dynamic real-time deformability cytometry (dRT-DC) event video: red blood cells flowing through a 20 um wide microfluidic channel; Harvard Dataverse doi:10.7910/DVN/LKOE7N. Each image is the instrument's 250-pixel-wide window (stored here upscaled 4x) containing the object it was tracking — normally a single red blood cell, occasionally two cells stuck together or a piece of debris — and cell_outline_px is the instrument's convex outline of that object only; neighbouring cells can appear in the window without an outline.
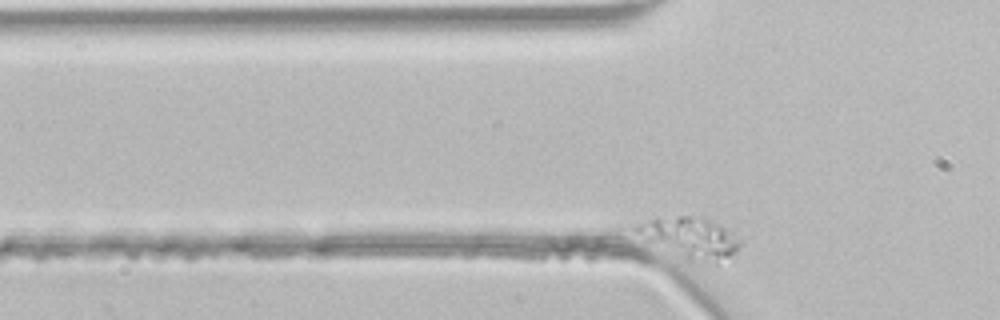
{"species": "common noctule bat (a hibernating species)", "species_latin": "Nyctalus noctula", "temperature_condition": "room temperature", "stored_images_in_passage": 40, "camera_frame_rate_fps": 3000, "um_per_image_px": 0.085, "animal": {"sex": "male", "body_mass_g": 21.5, "forearm_length_mm": 52.0}, "frame": {"image": 1, "passage_image": 6, "time_ms": 1.667, "image_size_px": [1000, 320], "cell_outline_px": [[744, 240], [736, 252], [716, 264], [688, 260], [648, 240], [632, 228], [636, 224], [656, 216], [688, 216], [708, 220], [732, 232]], "centroid_in_image_um": [58.71, 20.21], "position_along_channel_um": 67.1, "area_um2": 24.39}}
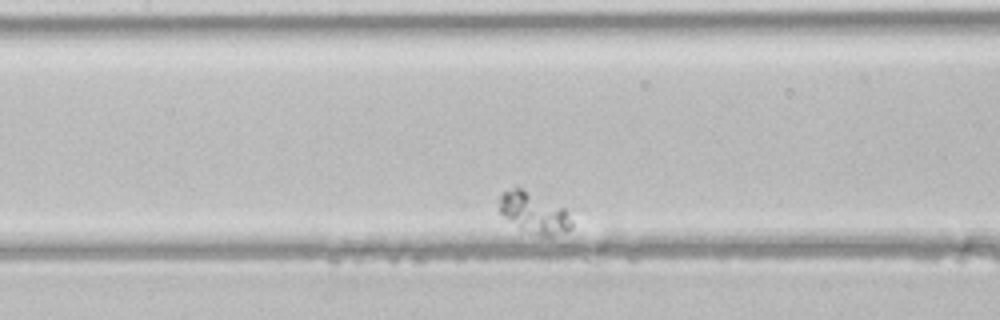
{"frame": {"image": 2, "passage_image": 16, "time_ms": 5.0, "image_size_px": [1000, 320], "cell_outline_px": [[588, 212], [568, 232], [552, 236], [544, 236], [520, 228], [508, 220], [500, 212], [496, 200], [496, 196], [500, 192], [516, 188], [520, 188], [584, 208]], "centroid_in_image_um": [45.79, 18.03], "position_along_channel_um": 161.6, "area_um2": 20.23}}
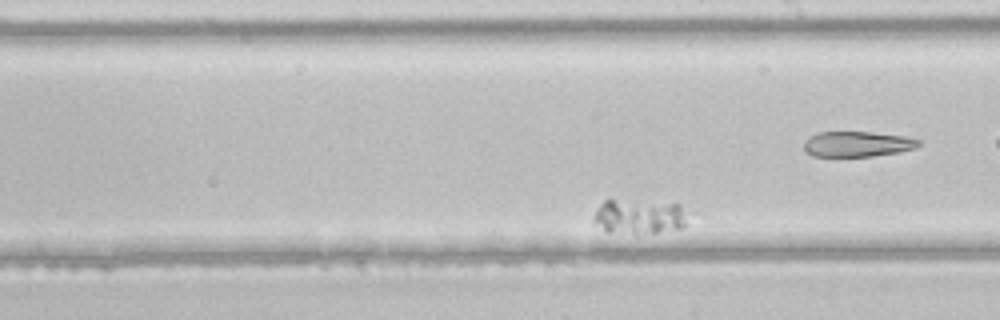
{"frame": {"image": 3, "passage_image": 23, "time_ms": 7.333, "image_size_px": [1000, 320], "cell_outline_px": [[700, 212], [684, 228], [656, 232], [608, 232], [592, 224], [592, 216], [596, 208], [604, 200], [612, 200], [680, 204]], "centroid_in_image_um": [54.53, 18.4], "position_along_channel_um": 234.5, "area_um2": 20.0}}